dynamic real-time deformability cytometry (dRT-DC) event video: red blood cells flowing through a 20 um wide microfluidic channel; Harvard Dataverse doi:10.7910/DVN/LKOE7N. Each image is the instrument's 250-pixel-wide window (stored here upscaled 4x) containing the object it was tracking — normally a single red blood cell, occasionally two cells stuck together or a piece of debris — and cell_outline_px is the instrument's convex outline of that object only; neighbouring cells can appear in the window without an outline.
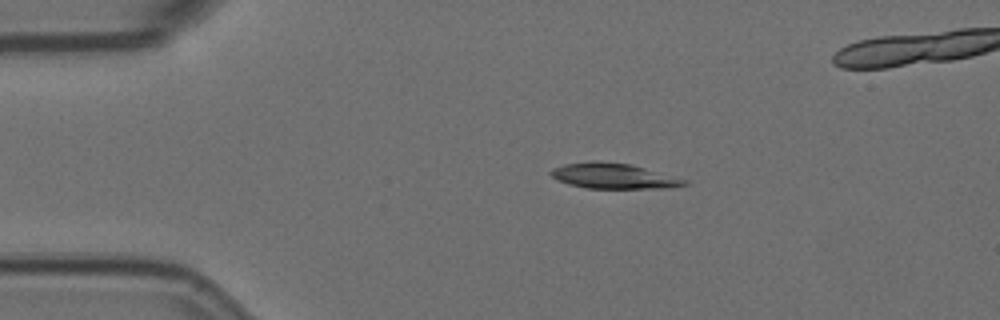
{"species": "Egyptian fruit bat (a non-hibernating species)", "species_latin": "Rousettus aegyptiacus", "temperature_condition": "room temperature", "stored_images_in_passage": 47, "camera_frame_rate_fps": 3000, "um_per_image_px": 0.085, "animal": {"sex": "female"}, "frame": {"image": 1, "passage_image": 1, "time_ms": 0.0, "image_size_px": [1000, 320], "cell_outline_px": [[692, 184], [668, 188], [588, 188], [568, 184], [552, 176], [548, 172], [552, 168], [564, 164], [588, 160], [596, 160], [628, 164], [644, 168], [688, 180]], "centroid_in_image_um": [52.15, 14.95], "position_along_channel_um": 32.9, "area_um2": 19.77}}
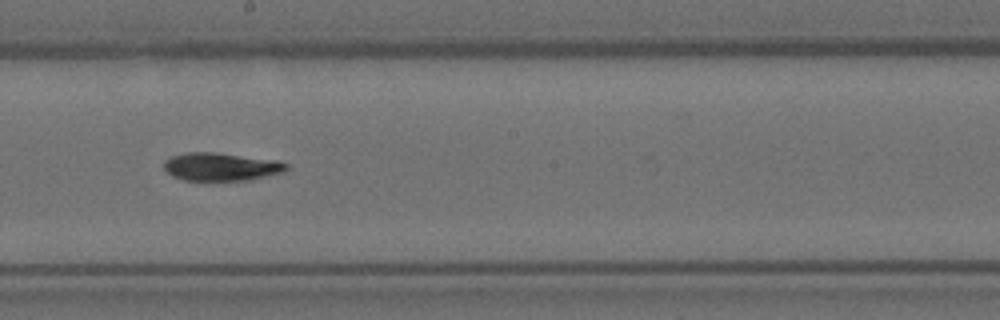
{"frame": {"image": 2, "passage_image": 21, "time_ms": 6.667, "image_size_px": [1000, 320], "cell_outline_px": [[288, 168], [284, 172], [248, 180], [184, 180], [172, 176], [164, 168], [164, 160], [172, 156], [188, 152], [216, 152], [276, 160], [288, 164]], "centroid_in_image_um": [18.79, 14.17], "position_along_channel_um": 229.4, "area_um2": 19.94}}
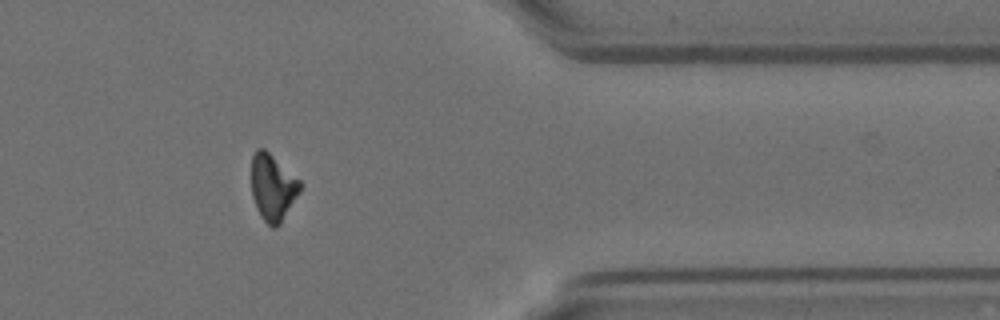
{"frame": {"image": 3, "passage_image": 36, "time_ms": 11.667, "image_size_px": [1000, 320], "cell_outline_px": [[304, 184], [300, 192], [280, 224], [276, 228], [272, 228], [264, 220], [256, 208], [252, 196], [252, 156], [256, 148], [264, 148], [300, 180]], "centroid_in_image_um": [23.19, 15.93], "position_along_channel_um": 388.2, "area_um2": 18.9}, "authors_computed_cell_mechanics": {"area_um2": 19.652, "velocity_mm_per_s": 3.5908, "shape_relaxation_time_tau1_ms": 9.2396, "shape_relaxation_time_tau2_ms": null, "deformation_change_tau1": 0.2496, "deformation_change_tau2": null}}